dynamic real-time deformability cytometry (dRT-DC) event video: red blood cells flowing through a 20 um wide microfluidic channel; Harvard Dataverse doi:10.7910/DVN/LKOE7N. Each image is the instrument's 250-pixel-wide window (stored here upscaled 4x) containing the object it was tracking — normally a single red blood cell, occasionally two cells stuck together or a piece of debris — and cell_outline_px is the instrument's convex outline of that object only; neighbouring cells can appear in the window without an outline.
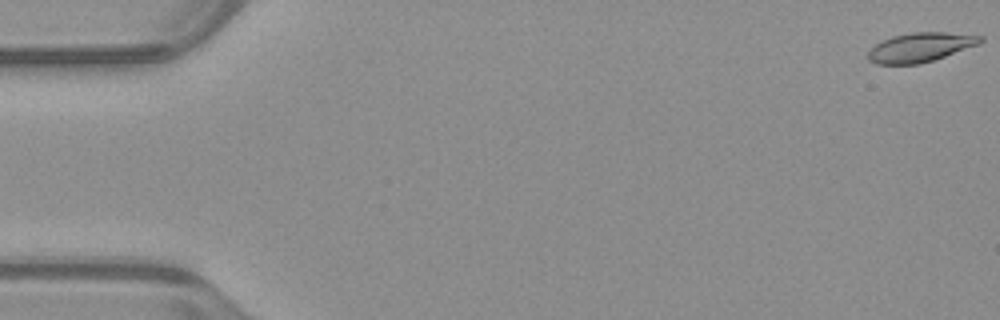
{"species": "common noctule bat (a hibernating species)", "species_latin": "Nyctalus noctula", "temperature_condition": "warm", "stored_images_in_passage": 6, "camera_frame_rate_fps": 3000, "um_per_image_px": 0.085, "animal": {"sex": "male", "body_mass_g": 23.1, "forearm_length_mm": 52.7}, "frame": {"image": 1, "passage_image": 1, "time_ms": 0.0, "image_size_px": [1000, 320], "cell_outline_px": [[984, 40], [980, 44], [920, 64], [876, 64], [868, 60], [868, 52], [876, 44], [892, 36], [912, 32], [948, 32], [984, 36]], "centroid_in_image_um": [78.25, 4.01], "position_along_channel_um": 6.7, "area_um2": 19.07}}